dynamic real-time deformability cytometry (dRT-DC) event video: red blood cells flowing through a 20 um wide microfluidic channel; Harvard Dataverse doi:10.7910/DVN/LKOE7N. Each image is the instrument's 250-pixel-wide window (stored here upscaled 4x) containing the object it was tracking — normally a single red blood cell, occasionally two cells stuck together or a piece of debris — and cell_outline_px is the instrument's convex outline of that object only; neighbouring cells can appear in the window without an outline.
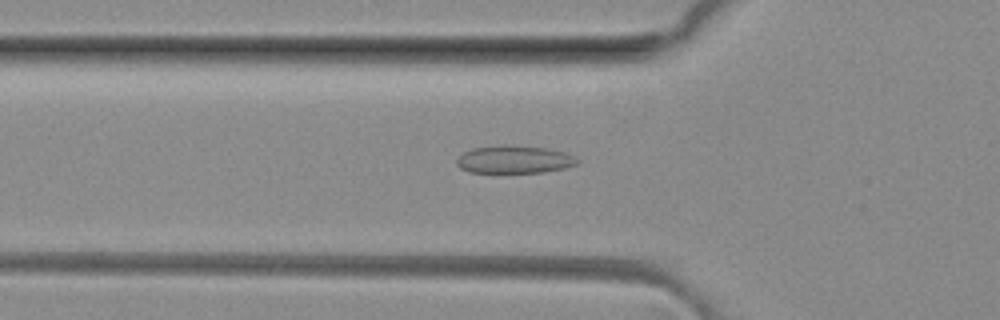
{"species": "common noctule bat (a hibernating species)", "species_latin": "Nyctalus noctula", "temperature_condition": "room temperature", "stored_images_in_passage": 49, "camera_frame_rate_fps": 3000, "um_per_image_px": 0.085, "animal": {"sex": "female", "body_mass_g": 29.2, "forearm_length_mm": 56.3}, "frame": {"image": 1, "passage_image": 16, "time_ms": 5.0, "image_size_px": [1000, 320], "cell_outline_px": [[580, 160], [576, 164], [564, 168], [544, 172], [468, 172], [460, 168], [456, 164], [456, 160], [464, 152], [472, 148], [548, 148], [564, 152]], "centroid_in_image_um": [43.72, 13.61], "position_along_channel_um": 82.1, "area_um2": 18.38}}
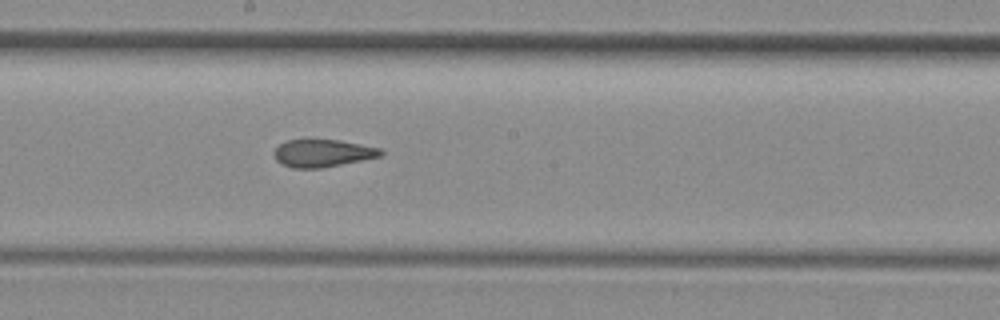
{"frame": {"image": 2, "passage_image": 26, "time_ms": 8.333, "image_size_px": [1000, 320], "cell_outline_px": [[384, 152], [380, 156], [320, 168], [292, 168], [276, 160], [272, 152], [280, 144], [288, 140], [340, 140], [380, 148]], "centroid_in_image_um": [27.4, 13.01], "position_along_channel_um": 220.8, "area_um2": 16.82}}
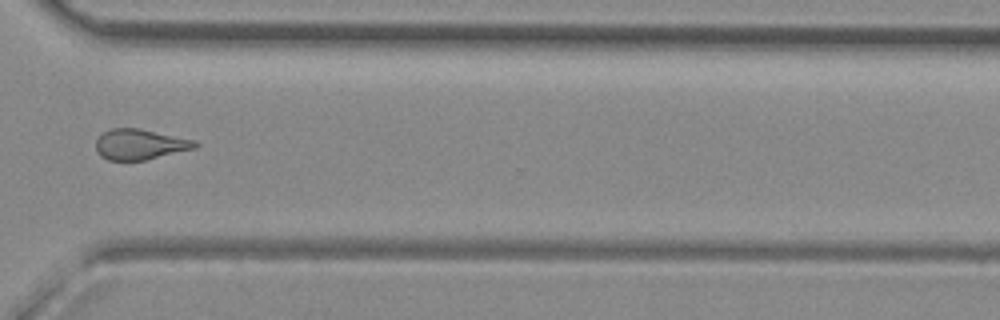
{"frame": {"image": 3, "passage_image": 36, "time_ms": 11.667, "image_size_px": [1000, 320], "cell_outline_px": [[200, 144], [196, 148], [144, 160], [108, 160], [100, 156], [96, 152], [96, 140], [104, 132], [112, 128], [140, 128], [196, 140]], "centroid_in_image_um": [11.91, 12.27], "position_along_channel_um": 358.7, "area_um2": 17.69}, "authors_computed_cell_mechanics": {"area_um2": 18.3804, "velocity_mm_per_s": 4.1399, "shape_relaxation_time_tau1_ms": null, "shape_relaxation_time_tau2_ms": 1.749, "deformation_change_tau1": null, "deformation_change_tau2": 0.1009}}